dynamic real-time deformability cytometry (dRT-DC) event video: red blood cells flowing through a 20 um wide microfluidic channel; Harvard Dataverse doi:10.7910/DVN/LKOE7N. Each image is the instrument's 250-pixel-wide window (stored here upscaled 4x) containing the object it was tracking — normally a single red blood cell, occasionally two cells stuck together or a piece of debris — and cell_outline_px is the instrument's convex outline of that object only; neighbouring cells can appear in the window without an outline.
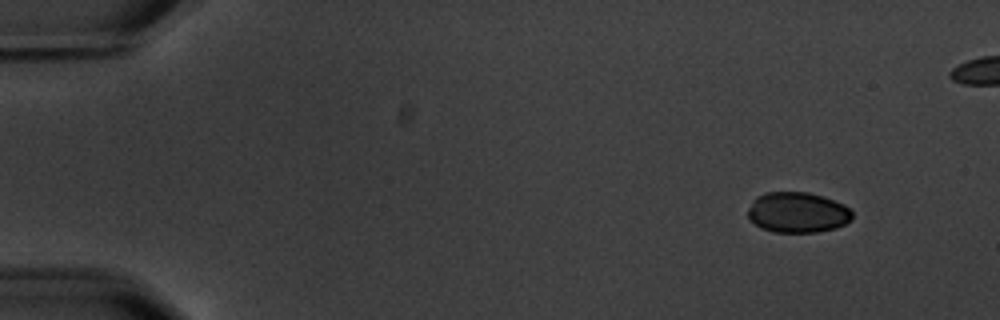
{"species": "common noctule bat (a hibernating species)", "species_latin": "Nyctalus noctula", "temperature_condition": "warm", "stored_images_in_passage": 5, "camera_frame_rate_fps": 3000, "um_per_image_px": 0.085, "animal": {"sex": "male", "body_mass_g": 20.1, "forearm_length_mm": 53.5}, "frame": {"image": 1, "passage_image": 1, "time_ms": 0.0, "image_size_px": [1000, 320], "cell_outline_px": [[852, 220], [836, 228], [816, 232], [772, 232], [760, 228], [748, 220], [748, 208], [752, 200], [756, 196], [768, 192], [808, 192], [844, 204], [852, 212]], "centroid_in_image_um": [67.75, 18.06], "position_along_channel_um": 17.3, "area_um2": 24.8}}